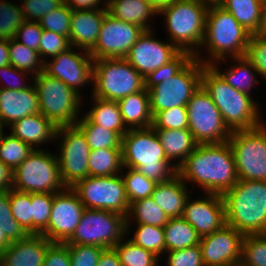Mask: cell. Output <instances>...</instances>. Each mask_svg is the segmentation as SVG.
Here are the masks:
<instances>
[{"label": "cell", "instance_id": "cell-21", "mask_svg": "<svg viewBox=\"0 0 266 266\" xmlns=\"http://www.w3.org/2000/svg\"><path fill=\"white\" fill-rule=\"evenodd\" d=\"M204 195V198L192 201L188 197L182 215L200 237L212 234L226 224L222 195L215 193H204Z\"/></svg>", "mask_w": 266, "mask_h": 266}, {"label": "cell", "instance_id": "cell-46", "mask_svg": "<svg viewBox=\"0 0 266 266\" xmlns=\"http://www.w3.org/2000/svg\"><path fill=\"white\" fill-rule=\"evenodd\" d=\"M9 199L13 217L28 234H32L31 193L10 189Z\"/></svg>", "mask_w": 266, "mask_h": 266}, {"label": "cell", "instance_id": "cell-48", "mask_svg": "<svg viewBox=\"0 0 266 266\" xmlns=\"http://www.w3.org/2000/svg\"><path fill=\"white\" fill-rule=\"evenodd\" d=\"M152 127L154 129L188 128L187 107L179 106L157 112L153 116Z\"/></svg>", "mask_w": 266, "mask_h": 266}, {"label": "cell", "instance_id": "cell-25", "mask_svg": "<svg viewBox=\"0 0 266 266\" xmlns=\"http://www.w3.org/2000/svg\"><path fill=\"white\" fill-rule=\"evenodd\" d=\"M11 134L30 145L34 150L38 145L55 140L57 127L43 114L28 115L9 126ZM36 145V146H35Z\"/></svg>", "mask_w": 266, "mask_h": 266}, {"label": "cell", "instance_id": "cell-50", "mask_svg": "<svg viewBox=\"0 0 266 266\" xmlns=\"http://www.w3.org/2000/svg\"><path fill=\"white\" fill-rule=\"evenodd\" d=\"M71 47L69 38L49 30L42 31V37L39 46V55L43 62L47 59L45 57H52L59 55L61 52Z\"/></svg>", "mask_w": 266, "mask_h": 266}, {"label": "cell", "instance_id": "cell-41", "mask_svg": "<svg viewBox=\"0 0 266 266\" xmlns=\"http://www.w3.org/2000/svg\"><path fill=\"white\" fill-rule=\"evenodd\" d=\"M134 234L130 237L135 244L149 250L160 257L166 252V244L164 239V227L137 224Z\"/></svg>", "mask_w": 266, "mask_h": 266}, {"label": "cell", "instance_id": "cell-22", "mask_svg": "<svg viewBox=\"0 0 266 266\" xmlns=\"http://www.w3.org/2000/svg\"><path fill=\"white\" fill-rule=\"evenodd\" d=\"M51 243L41 234H29L0 252V266H43Z\"/></svg>", "mask_w": 266, "mask_h": 266}, {"label": "cell", "instance_id": "cell-32", "mask_svg": "<svg viewBox=\"0 0 266 266\" xmlns=\"http://www.w3.org/2000/svg\"><path fill=\"white\" fill-rule=\"evenodd\" d=\"M232 61L237 63L230 68L221 72L217 65L220 60L215 61L211 66L223 77V79L230 84L234 89L251 95V89L254 83H260L256 74L258 71L252 66L250 61L245 57H232ZM216 65V66H215ZM255 72V73H254Z\"/></svg>", "mask_w": 266, "mask_h": 266}, {"label": "cell", "instance_id": "cell-23", "mask_svg": "<svg viewBox=\"0 0 266 266\" xmlns=\"http://www.w3.org/2000/svg\"><path fill=\"white\" fill-rule=\"evenodd\" d=\"M37 113L40 105L34 85L19 91L0 88V119L4 126Z\"/></svg>", "mask_w": 266, "mask_h": 266}, {"label": "cell", "instance_id": "cell-56", "mask_svg": "<svg viewBox=\"0 0 266 266\" xmlns=\"http://www.w3.org/2000/svg\"><path fill=\"white\" fill-rule=\"evenodd\" d=\"M2 75H3V77H5V79H7L6 77H8V79L10 77L11 79L15 78L16 80L15 79L14 80L17 81L18 79H20L22 77L20 80H23V81L19 80V82L18 81L15 82L13 80L14 83L10 82V80L8 81L9 82L8 83L6 80L7 83L5 85L0 84V88H2V89H10V90L19 91V90H23V89H26V88H29L32 86L30 84L28 85L26 82L24 83V80H26L24 77H27V75H29L28 72L26 74V71L18 70L17 68H15L14 66H12L10 64L7 66L0 67V77H2ZM11 75H12V77H11ZM0 83H1V81H0Z\"/></svg>", "mask_w": 266, "mask_h": 266}, {"label": "cell", "instance_id": "cell-63", "mask_svg": "<svg viewBox=\"0 0 266 266\" xmlns=\"http://www.w3.org/2000/svg\"><path fill=\"white\" fill-rule=\"evenodd\" d=\"M203 4L209 6H219L223 0H200Z\"/></svg>", "mask_w": 266, "mask_h": 266}, {"label": "cell", "instance_id": "cell-3", "mask_svg": "<svg viewBox=\"0 0 266 266\" xmlns=\"http://www.w3.org/2000/svg\"><path fill=\"white\" fill-rule=\"evenodd\" d=\"M121 149L123 167L137 169L157 184L177 174L175 164L166 158L153 127L129 129L122 137Z\"/></svg>", "mask_w": 266, "mask_h": 266}, {"label": "cell", "instance_id": "cell-18", "mask_svg": "<svg viewBox=\"0 0 266 266\" xmlns=\"http://www.w3.org/2000/svg\"><path fill=\"white\" fill-rule=\"evenodd\" d=\"M80 51L81 53H77L71 46L52 58V61L47 59L43 65V72L59 79L81 96L79 86L84 87L85 84L93 81L94 59L89 52L82 49Z\"/></svg>", "mask_w": 266, "mask_h": 266}, {"label": "cell", "instance_id": "cell-49", "mask_svg": "<svg viewBox=\"0 0 266 266\" xmlns=\"http://www.w3.org/2000/svg\"><path fill=\"white\" fill-rule=\"evenodd\" d=\"M245 57L258 71V75L266 80V37L262 33L250 36Z\"/></svg>", "mask_w": 266, "mask_h": 266}, {"label": "cell", "instance_id": "cell-14", "mask_svg": "<svg viewBox=\"0 0 266 266\" xmlns=\"http://www.w3.org/2000/svg\"><path fill=\"white\" fill-rule=\"evenodd\" d=\"M86 209L107 210L128 215L130 203L121 173L112 176H87L71 187Z\"/></svg>", "mask_w": 266, "mask_h": 266}, {"label": "cell", "instance_id": "cell-54", "mask_svg": "<svg viewBox=\"0 0 266 266\" xmlns=\"http://www.w3.org/2000/svg\"><path fill=\"white\" fill-rule=\"evenodd\" d=\"M42 31L43 29L39 22L25 20L17 30L14 39L28 48L39 52Z\"/></svg>", "mask_w": 266, "mask_h": 266}, {"label": "cell", "instance_id": "cell-6", "mask_svg": "<svg viewBox=\"0 0 266 266\" xmlns=\"http://www.w3.org/2000/svg\"><path fill=\"white\" fill-rule=\"evenodd\" d=\"M234 17L219 6H209L206 13L205 36L202 46H205L210 57L203 59L199 51L194 55L204 65L215 61L228 60L227 57L245 56L250 36Z\"/></svg>", "mask_w": 266, "mask_h": 266}, {"label": "cell", "instance_id": "cell-60", "mask_svg": "<svg viewBox=\"0 0 266 266\" xmlns=\"http://www.w3.org/2000/svg\"><path fill=\"white\" fill-rule=\"evenodd\" d=\"M9 64V40L0 39V67L7 66Z\"/></svg>", "mask_w": 266, "mask_h": 266}, {"label": "cell", "instance_id": "cell-37", "mask_svg": "<svg viewBox=\"0 0 266 266\" xmlns=\"http://www.w3.org/2000/svg\"><path fill=\"white\" fill-rule=\"evenodd\" d=\"M124 236L113 248L116 250L121 266H158L159 257L153 252L126 240Z\"/></svg>", "mask_w": 266, "mask_h": 266}, {"label": "cell", "instance_id": "cell-55", "mask_svg": "<svg viewBox=\"0 0 266 266\" xmlns=\"http://www.w3.org/2000/svg\"><path fill=\"white\" fill-rule=\"evenodd\" d=\"M43 266H70V254L67 244L52 242L48 246Z\"/></svg>", "mask_w": 266, "mask_h": 266}, {"label": "cell", "instance_id": "cell-7", "mask_svg": "<svg viewBox=\"0 0 266 266\" xmlns=\"http://www.w3.org/2000/svg\"><path fill=\"white\" fill-rule=\"evenodd\" d=\"M207 10L208 6L200 0H174L158 14L166 18L164 23L170 42L194 56L204 40Z\"/></svg>", "mask_w": 266, "mask_h": 266}, {"label": "cell", "instance_id": "cell-65", "mask_svg": "<svg viewBox=\"0 0 266 266\" xmlns=\"http://www.w3.org/2000/svg\"><path fill=\"white\" fill-rule=\"evenodd\" d=\"M264 20H265V23H266V4L264 5Z\"/></svg>", "mask_w": 266, "mask_h": 266}, {"label": "cell", "instance_id": "cell-57", "mask_svg": "<svg viewBox=\"0 0 266 266\" xmlns=\"http://www.w3.org/2000/svg\"><path fill=\"white\" fill-rule=\"evenodd\" d=\"M103 1L104 0H64V3L72 10L107 9V3ZM101 2L105 5L102 6L103 8H98Z\"/></svg>", "mask_w": 266, "mask_h": 266}, {"label": "cell", "instance_id": "cell-1", "mask_svg": "<svg viewBox=\"0 0 266 266\" xmlns=\"http://www.w3.org/2000/svg\"><path fill=\"white\" fill-rule=\"evenodd\" d=\"M203 64L188 51L150 72L145 78L152 116L173 107L186 106L202 85Z\"/></svg>", "mask_w": 266, "mask_h": 266}, {"label": "cell", "instance_id": "cell-8", "mask_svg": "<svg viewBox=\"0 0 266 266\" xmlns=\"http://www.w3.org/2000/svg\"><path fill=\"white\" fill-rule=\"evenodd\" d=\"M92 96L119 101L145 89L144 77L125 58L93 62Z\"/></svg>", "mask_w": 266, "mask_h": 266}, {"label": "cell", "instance_id": "cell-30", "mask_svg": "<svg viewBox=\"0 0 266 266\" xmlns=\"http://www.w3.org/2000/svg\"><path fill=\"white\" fill-rule=\"evenodd\" d=\"M220 6L230 12L251 34L263 33L264 6L257 0H223Z\"/></svg>", "mask_w": 266, "mask_h": 266}, {"label": "cell", "instance_id": "cell-62", "mask_svg": "<svg viewBox=\"0 0 266 266\" xmlns=\"http://www.w3.org/2000/svg\"><path fill=\"white\" fill-rule=\"evenodd\" d=\"M11 243L0 227V252L5 250Z\"/></svg>", "mask_w": 266, "mask_h": 266}, {"label": "cell", "instance_id": "cell-24", "mask_svg": "<svg viewBox=\"0 0 266 266\" xmlns=\"http://www.w3.org/2000/svg\"><path fill=\"white\" fill-rule=\"evenodd\" d=\"M107 9L72 10L69 41L71 46L90 52L98 39Z\"/></svg>", "mask_w": 266, "mask_h": 266}, {"label": "cell", "instance_id": "cell-4", "mask_svg": "<svg viewBox=\"0 0 266 266\" xmlns=\"http://www.w3.org/2000/svg\"><path fill=\"white\" fill-rule=\"evenodd\" d=\"M202 86L210 94L231 132L253 129L265 123L260 119L262 117L254 99L234 89L211 65L203 64Z\"/></svg>", "mask_w": 266, "mask_h": 266}, {"label": "cell", "instance_id": "cell-28", "mask_svg": "<svg viewBox=\"0 0 266 266\" xmlns=\"http://www.w3.org/2000/svg\"><path fill=\"white\" fill-rule=\"evenodd\" d=\"M122 119L128 129L152 127L149 94L146 89L118 101Z\"/></svg>", "mask_w": 266, "mask_h": 266}, {"label": "cell", "instance_id": "cell-13", "mask_svg": "<svg viewBox=\"0 0 266 266\" xmlns=\"http://www.w3.org/2000/svg\"><path fill=\"white\" fill-rule=\"evenodd\" d=\"M188 129L197 144L227 142L231 131L225 125L221 112L210 94L201 85L187 102Z\"/></svg>", "mask_w": 266, "mask_h": 266}, {"label": "cell", "instance_id": "cell-36", "mask_svg": "<svg viewBox=\"0 0 266 266\" xmlns=\"http://www.w3.org/2000/svg\"><path fill=\"white\" fill-rule=\"evenodd\" d=\"M85 135L91 150L121 149L122 136L103 126L93 124L85 115L75 124Z\"/></svg>", "mask_w": 266, "mask_h": 266}, {"label": "cell", "instance_id": "cell-26", "mask_svg": "<svg viewBox=\"0 0 266 266\" xmlns=\"http://www.w3.org/2000/svg\"><path fill=\"white\" fill-rule=\"evenodd\" d=\"M186 183L176 174L169 181L158 183L151 198L169 218L182 217L185 202L190 196Z\"/></svg>", "mask_w": 266, "mask_h": 266}, {"label": "cell", "instance_id": "cell-40", "mask_svg": "<svg viewBox=\"0 0 266 266\" xmlns=\"http://www.w3.org/2000/svg\"><path fill=\"white\" fill-rule=\"evenodd\" d=\"M127 169V173H122L121 176L124 181L126 196L129 203L135 202L146 197H150L153 193L157 183L146 178L137 169L123 167L122 170Z\"/></svg>", "mask_w": 266, "mask_h": 266}, {"label": "cell", "instance_id": "cell-39", "mask_svg": "<svg viewBox=\"0 0 266 266\" xmlns=\"http://www.w3.org/2000/svg\"><path fill=\"white\" fill-rule=\"evenodd\" d=\"M33 148L11 133L0 140V161L14 171L32 152Z\"/></svg>", "mask_w": 266, "mask_h": 266}, {"label": "cell", "instance_id": "cell-44", "mask_svg": "<svg viewBox=\"0 0 266 266\" xmlns=\"http://www.w3.org/2000/svg\"><path fill=\"white\" fill-rule=\"evenodd\" d=\"M53 193H31L32 234H41L48 225Z\"/></svg>", "mask_w": 266, "mask_h": 266}, {"label": "cell", "instance_id": "cell-47", "mask_svg": "<svg viewBox=\"0 0 266 266\" xmlns=\"http://www.w3.org/2000/svg\"><path fill=\"white\" fill-rule=\"evenodd\" d=\"M72 9L65 3L44 15L38 22L43 30H49L69 38Z\"/></svg>", "mask_w": 266, "mask_h": 266}, {"label": "cell", "instance_id": "cell-52", "mask_svg": "<svg viewBox=\"0 0 266 266\" xmlns=\"http://www.w3.org/2000/svg\"><path fill=\"white\" fill-rule=\"evenodd\" d=\"M22 2L24 19L38 22L44 15L60 7L64 0H22Z\"/></svg>", "mask_w": 266, "mask_h": 266}, {"label": "cell", "instance_id": "cell-27", "mask_svg": "<svg viewBox=\"0 0 266 266\" xmlns=\"http://www.w3.org/2000/svg\"><path fill=\"white\" fill-rule=\"evenodd\" d=\"M108 13L114 18L151 30L150 18L159 15L148 0H105Z\"/></svg>", "mask_w": 266, "mask_h": 266}, {"label": "cell", "instance_id": "cell-12", "mask_svg": "<svg viewBox=\"0 0 266 266\" xmlns=\"http://www.w3.org/2000/svg\"><path fill=\"white\" fill-rule=\"evenodd\" d=\"M228 142L234 155L238 180L266 181V124L233 131Z\"/></svg>", "mask_w": 266, "mask_h": 266}, {"label": "cell", "instance_id": "cell-51", "mask_svg": "<svg viewBox=\"0 0 266 266\" xmlns=\"http://www.w3.org/2000/svg\"><path fill=\"white\" fill-rule=\"evenodd\" d=\"M70 266H97L104 248L93 245L67 244Z\"/></svg>", "mask_w": 266, "mask_h": 266}, {"label": "cell", "instance_id": "cell-45", "mask_svg": "<svg viewBox=\"0 0 266 266\" xmlns=\"http://www.w3.org/2000/svg\"><path fill=\"white\" fill-rule=\"evenodd\" d=\"M0 227L11 242L25 239L29 235L12 215L9 190L0 192Z\"/></svg>", "mask_w": 266, "mask_h": 266}, {"label": "cell", "instance_id": "cell-59", "mask_svg": "<svg viewBox=\"0 0 266 266\" xmlns=\"http://www.w3.org/2000/svg\"><path fill=\"white\" fill-rule=\"evenodd\" d=\"M13 186V171L0 161V192L8 191Z\"/></svg>", "mask_w": 266, "mask_h": 266}, {"label": "cell", "instance_id": "cell-42", "mask_svg": "<svg viewBox=\"0 0 266 266\" xmlns=\"http://www.w3.org/2000/svg\"><path fill=\"white\" fill-rule=\"evenodd\" d=\"M239 266H266V234L244 235Z\"/></svg>", "mask_w": 266, "mask_h": 266}, {"label": "cell", "instance_id": "cell-19", "mask_svg": "<svg viewBox=\"0 0 266 266\" xmlns=\"http://www.w3.org/2000/svg\"><path fill=\"white\" fill-rule=\"evenodd\" d=\"M244 234L224 224L212 234L200 238L205 266H239Z\"/></svg>", "mask_w": 266, "mask_h": 266}, {"label": "cell", "instance_id": "cell-20", "mask_svg": "<svg viewBox=\"0 0 266 266\" xmlns=\"http://www.w3.org/2000/svg\"><path fill=\"white\" fill-rule=\"evenodd\" d=\"M151 30H144L125 59L145 78L172 60L180 50L170 41L161 42Z\"/></svg>", "mask_w": 266, "mask_h": 266}, {"label": "cell", "instance_id": "cell-38", "mask_svg": "<svg viewBox=\"0 0 266 266\" xmlns=\"http://www.w3.org/2000/svg\"><path fill=\"white\" fill-rule=\"evenodd\" d=\"M10 65L18 70L32 73L33 77L43 71L44 62L39 52L32 50L17 40L9 39Z\"/></svg>", "mask_w": 266, "mask_h": 266}, {"label": "cell", "instance_id": "cell-64", "mask_svg": "<svg viewBox=\"0 0 266 266\" xmlns=\"http://www.w3.org/2000/svg\"><path fill=\"white\" fill-rule=\"evenodd\" d=\"M3 129H4V125H3V123L1 122V119H0V140H1L2 136H3V134L5 133Z\"/></svg>", "mask_w": 266, "mask_h": 266}, {"label": "cell", "instance_id": "cell-58", "mask_svg": "<svg viewBox=\"0 0 266 266\" xmlns=\"http://www.w3.org/2000/svg\"><path fill=\"white\" fill-rule=\"evenodd\" d=\"M97 266H121L118 254L114 248L104 249Z\"/></svg>", "mask_w": 266, "mask_h": 266}, {"label": "cell", "instance_id": "cell-11", "mask_svg": "<svg viewBox=\"0 0 266 266\" xmlns=\"http://www.w3.org/2000/svg\"><path fill=\"white\" fill-rule=\"evenodd\" d=\"M126 235L125 216L107 210L85 208L80 223L65 243L109 249Z\"/></svg>", "mask_w": 266, "mask_h": 266}, {"label": "cell", "instance_id": "cell-67", "mask_svg": "<svg viewBox=\"0 0 266 266\" xmlns=\"http://www.w3.org/2000/svg\"><path fill=\"white\" fill-rule=\"evenodd\" d=\"M262 34L266 37V23Z\"/></svg>", "mask_w": 266, "mask_h": 266}, {"label": "cell", "instance_id": "cell-16", "mask_svg": "<svg viewBox=\"0 0 266 266\" xmlns=\"http://www.w3.org/2000/svg\"><path fill=\"white\" fill-rule=\"evenodd\" d=\"M143 32L142 27L116 19L107 12L97 42L89 53L94 60L125 58Z\"/></svg>", "mask_w": 266, "mask_h": 266}, {"label": "cell", "instance_id": "cell-15", "mask_svg": "<svg viewBox=\"0 0 266 266\" xmlns=\"http://www.w3.org/2000/svg\"><path fill=\"white\" fill-rule=\"evenodd\" d=\"M55 140H61L57 155L60 177L66 187H73L88 176L91 149L76 125L57 127Z\"/></svg>", "mask_w": 266, "mask_h": 266}, {"label": "cell", "instance_id": "cell-33", "mask_svg": "<svg viewBox=\"0 0 266 266\" xmlns=\"http://www.w3.org/2000/svg\"><path fill=\"white\" fill-rule=\"evenodd\" d=\"M200 236L183 217L170 218L164 226L166 252L199 245Z\"/></svg>", "mask_w": 266, "mask_h": 266}, {"label": "cell", "instance_id": "cell-53", "mask_svg": "<svg viewBox=\"0 0 266 266\" xmlns=\"http://www.w3.org/2000/svg\"><path fill=\"white\" fill-rule=\"evenodd\" d=\"M165 253H168L165 266H205L199 245Z\"/></svg>", "mask_w": 266, "mask_h": 266}, {"label": "cell", "instance_id": "cell-29", "mask_svg": "<svg viewBox=\"0 0 266 266\" xmlns=\"http://www.w3.org/2000/svg\"><path fill=\"white\" fill-rule=\"evenodd\" d=\"M164 149L166 158L178 168L195 150L197 143L188 128L185 129H154ZM180 159V161L177 160Z\"/></svg>", "mask_w": 266, "mask_h": 266}, {"label": "cell", "instance_id": "cell-35", "mask_svg": "<svg viewBox=\"0 0 266 266\" xmlns=\"http://www.w3.org/2000/svg\"><path fill=\"white\" fill-rule=\"evenodd\" d=\"M122 149L91 150L88 160V176L103 177L121 173Z\"/></svg>", "mask_w": 266, "mask_h": 266}, {"label": "cell", "instance_id": "cell-43", "mask_svg": "<svg viewBox=\"0 0 266 266\" xmlns=\"http://www.w3.org/2000/svg\"><path fill=\"white\" fill-rule=\"evenodd\" d=\"M25 21L20 4L0 0V39H13Z\"/></svg>", "mask_w": 266, "mask_h": 266}, {"label": "cell", "instance_id": "cell-66", "mask_svg": "<svg viewBox=\"0 0 266 266\" xmlns=\"http://www.w3.org/2000/svg\"><path fill=\"white\" fill-rule=\"evenodd\" d=\"M259 3H261L263 6L266 4V0H257Z\"/></svg>", "mask_w": 266, "mask_h": 266}, {"label": "cell", "instance_id": "cell-34", "mask_svg": "<svg viewBox=\"0 0 266 266\" xmlns=\"http://www.w3.org/2000/svg\"><path fill=\"white\" fill-rule=\"evenodd\" d=\"M136 224H146L158 227H164L169 221V217L150 197L132 202L126 216V233L129 234L131 217Z\"/></svg>", "mask_w": 266, "mask_h": 266}, {"label": "cell", "instance_id": "cell-17", "mask_svg": "<svg viewBox=\"0 0 266 266\" xmlns=\"http://www.w3.org/2000/svg\"><path fill=\"white\" fill-rule=\"evenodd\" d=\"M84 209L78 194L71 187L54 193L50 219L41 235L51 242L65 243L80 223Z\"/></svg>", "mask_w": 266, "mask_h": 266}, {"label": "cell", "instance_id": "cell-5", "mask_svg": "<svg viewBox=\"0 0 266 266\" xmlns=\"http://www.w3.org/2000/svg\"><path fill=\"white\" fill-rule=\"evenodd\" d=\"M222 197L226 224L244 235L266 234V181L238 180Z\"/></svg>", "mask_w": 266, "mask_h": 266}, {"label": "cell", "instance_id": "cell-61", "mask_svg": "<svg viewBox=\"0 0 266 266\" xmlns=\"http://www.w3.org/2000/svg\"><path fill=\"white\" fill-rule=\"evenodd\" d=\"M157 11H159L161 8L168 6L171 4L174 0H148Z\"/></svg>", "mask_w": 266, "mask_h": 266}, {"label": "cell", "instance_id": "cell-9", "mask_svg": "<svg viewBox=\"0 0 266 266\" xmlns=\"http://www.w3.org/2000/svg\"><path fill=\"white\" fill-rule=\"evenodd\" d=\"M32 78H34L33 85L37 92L40 113L56 127L75 125L80 119L83 96L43 71Z\"/></svg>", "mask_w": 266, "mask_h": 266}, {"label": "cell", "instance_id": "cell-31", "mask_svg": "<svg viewBox=\"0 0 266 266\" xmlns=\"http://www.w3.org/2000/svg\"><path fill=\"white\" fill-rule=\"evenodd\" d=\"M94 106L86 113L93 123L119 133L122 137L129 130L123 122L118 101L91 96Z\"/></svg>", "mask_w": 266, "mask_h": 266}, {"label": "cell", "instance_id": "cell-10", "mask_svg": "<svg viewBox=\"0 0 266 266\" xmlns=\"http://www.w3.org/2000/svg\"><path fill=\"white\" fill-rule=\"evenodd\" d=\"M41 149L33 150L13 171L12 189L24 193L54 194L66 188L60 177L57 154Z\"/></svg>", "mask_w": 266, "mask_h": 266}, {"label": "cell", "instance_id": "cell-2", "mask_svg": "<svg viewBox=\"0 0 266 266\" xmlns=\"http://www.w3.org/2000/svg\"><path fill=\"white\" fill-rule=\"evenodd\" d=\"M186 182L203 188L204 193L223 195L237 182L235 159L229 142L197 144L195 150L177 168Z\"/></svg>", "mask_w": 266, "mask_h": 266}]
</instances>
